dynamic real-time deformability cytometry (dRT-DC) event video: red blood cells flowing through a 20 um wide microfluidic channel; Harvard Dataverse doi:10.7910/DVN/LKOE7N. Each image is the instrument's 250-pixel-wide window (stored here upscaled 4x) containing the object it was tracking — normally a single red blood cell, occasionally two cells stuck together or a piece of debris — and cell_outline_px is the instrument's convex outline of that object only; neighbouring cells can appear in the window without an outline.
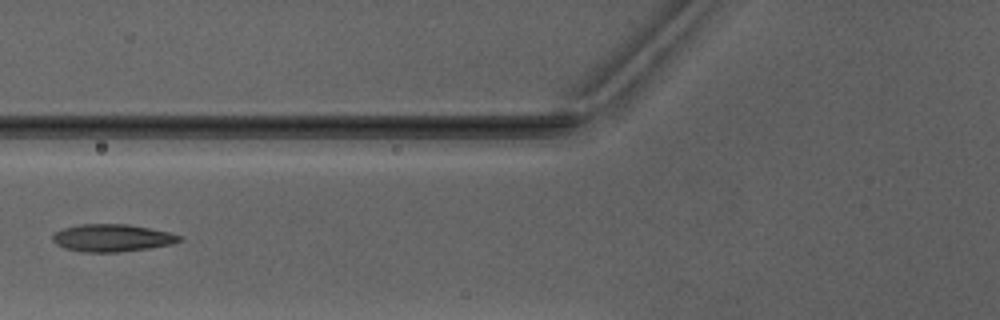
{"species": "Egyptian fruit bat (a non-hibernating species)", "species_latin": "Rousettus aegyptiacus", "temperature_condition": "warm", "stored_images_in_passage": 5, "camera_frame_rate_fps": 3000, "um_per_image_px": 0.085, "animal": {"sex": "male"}, "frame": {"image": 1, "passage_image": 5, "time_ms": 5.667, "image_size_px": [1000, 320], "cell_outline_px": [[184, 240], [172, 244], [148, 248], [116, 252], [80, 252], [64, 248], [56, 244], [52, 240], [52, 236], [56, 232], [64, 228], [80, 224], [128, 224], [168, 232], [184, 236]], "centroid_in_image_um": [9.54, 20.22], "position_along_channel_um": 116.3, "area_um2": 20.29}}